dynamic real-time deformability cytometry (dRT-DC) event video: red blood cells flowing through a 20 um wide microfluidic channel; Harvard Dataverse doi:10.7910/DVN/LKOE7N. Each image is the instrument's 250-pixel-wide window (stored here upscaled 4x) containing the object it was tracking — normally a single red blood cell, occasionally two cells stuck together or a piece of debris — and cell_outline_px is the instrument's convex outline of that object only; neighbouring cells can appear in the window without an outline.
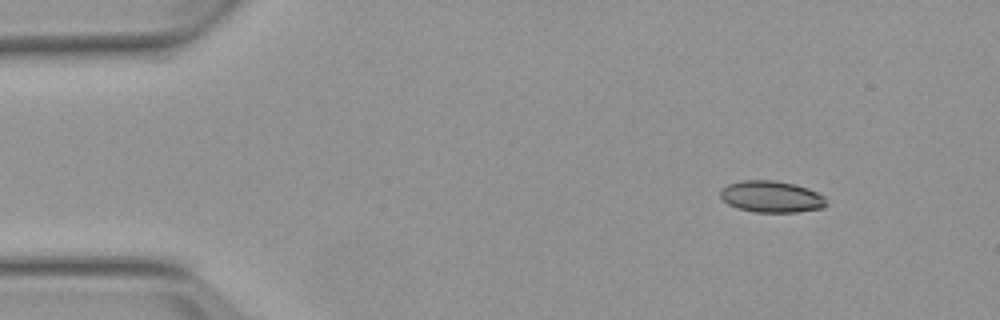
{"species": "Egyptian fruit bat (a non-hibernating species)", "species_latin": "Rousettus aegyptiacus", "temperature_condition": "warm", "stored_images_in_passage": 2, "camera_frame_rate_fps": 3000, "um_per_image_px": 0.085, "animal": {"sex": "female"}, "frame": {"image": 1, "passage_image": 1, "time_ms": 0.0, "image_size_px": [1000, 320], "cell_outline_px": [[828, 204], [824, 208], [796, 212], [756, 212], [736, 208], [728, 204], [720, 196], [720, 188], [728, 184], [740, 180], [772, 180], [796, 184], [808, 188], [824, 196]], "centroid_in_image_um": [65.57, 16.71], "position_along_channel_um": 19.4, "area_um2": 19.71}}